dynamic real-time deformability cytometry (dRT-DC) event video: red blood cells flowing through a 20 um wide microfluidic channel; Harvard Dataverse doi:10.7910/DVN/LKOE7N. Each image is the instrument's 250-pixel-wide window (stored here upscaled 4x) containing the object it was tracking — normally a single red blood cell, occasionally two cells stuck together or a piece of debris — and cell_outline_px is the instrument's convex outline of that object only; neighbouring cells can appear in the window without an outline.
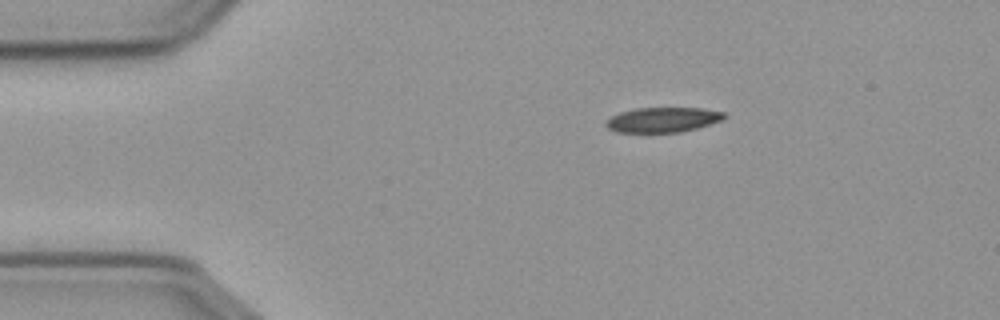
{"species": "common noctule bat (a hibernating species)", "species_latin": "Nyctalus noctula", "temperature_condition": "cold", "stored_images_in_passage": 47, "camera_frame_rate_fps": 3000, "um_per_image_px": 0.085, "animal": {"sex": "male", "body_mass_g": 23.1, "forearm_length_mm": 52.7}, "frame": {"image": 1, "passage_image": 1, "time_ms": 0.0, "image_size_px": [1000, 320], "cell_outline_px": [[728, 116], [720, 120], [696, 128], [680, 132], [616, 132], [608, 128], [604, 124], [612, 116], [620, 112], [636, 108], [704, 108], [724, 112]], "centroid_in_image_um": [56.34, 10.17], "position_along_channel_um": 28.7, "area_um2": 17.05}}
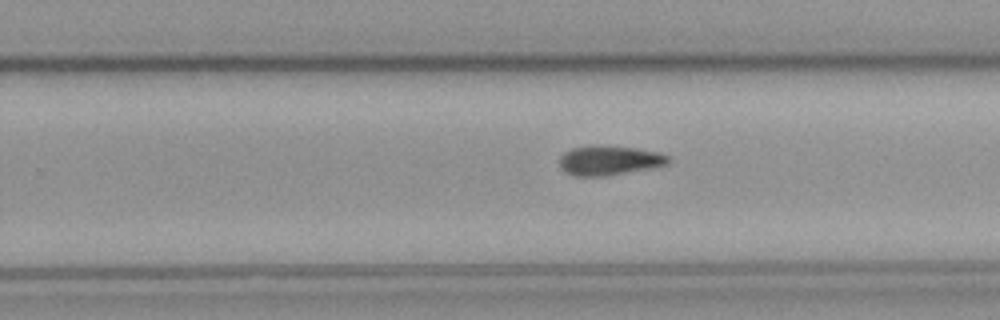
{"frame": {"image": 2, "passage_image": 26, "time_ms": 8.333, "image_size_px": [1000, 320], "cell_outline_px": [[668, 164], [652, 168], [604, 176], [572, 176], [564, 172], [560, 168], [560, 156], [564, 152], [572, 148], [596, 144], [636, 148], [660, 152], [668, 156]], "centroid_in_image_um": [51.75, 13.63], "position_along_channel_um": 278.0, "area_um2": 18.96}}
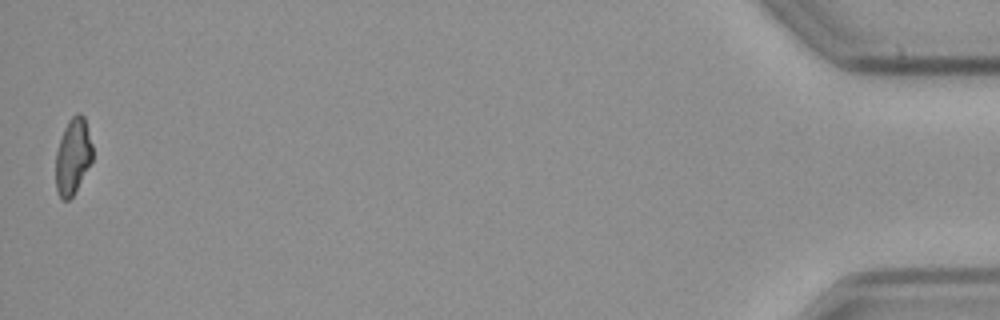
{"frame": {"image": 3, "passage_image": 47, "time_ms": 15.333, "image_size_px": [1000, 320], "cell_outline_px": [[92, 160], [72, 196], [68, 200], [64, 200], [60, 196], [56, 188], [56, 152], [64, 128], [68, 120], [76, 112], [80, 112], [84, 116], [92, 144]], "centroid_in_image_um": [6.19, 13.24], "position_along_channel_um": 429.0, "area_um2": 16.07}, "authors_computed_cell_mechanics": {"area_um2": 18.3226, "velocity_mm_per_s": 3.6212, "shape_relaxation_time_tau1_ms": 7.0127, "shape_relaxation_time_tau2_ms": null, "deformation_change_tau1": 0.158, "deformation_change_tau2": null}}